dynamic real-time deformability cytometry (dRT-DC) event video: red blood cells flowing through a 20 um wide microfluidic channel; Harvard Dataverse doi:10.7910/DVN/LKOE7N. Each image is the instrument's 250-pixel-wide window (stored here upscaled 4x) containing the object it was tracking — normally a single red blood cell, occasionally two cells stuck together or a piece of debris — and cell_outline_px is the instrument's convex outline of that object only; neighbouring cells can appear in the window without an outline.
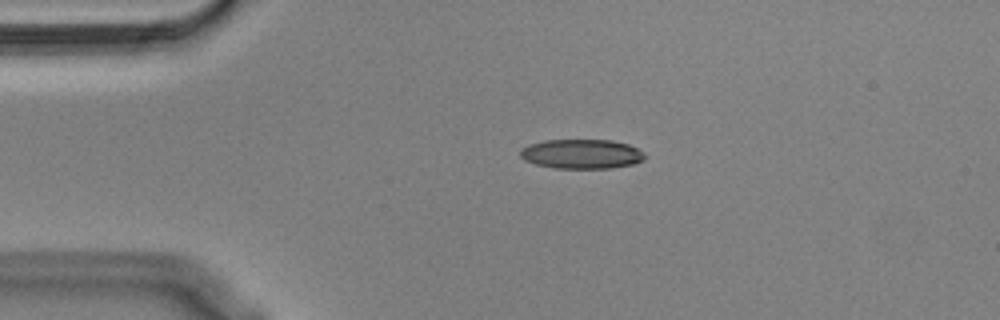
{"species": "Egyptian fruit bat (a non-hibernating species)", "species_latin": "Rousettus aegyptiacus", "temperature_condition": "cold", "stored_images_in_passage": 45, "camera_frame_rate_fps": 3000, "um_per_image_px": 0.085, "animal": {"sex": "male"}, "frame": {"image": 1, "passage_image": 1, "time_ms": 0.0, "image_size_px": [1000, 320], "cell_outline_px": [[644, 160], [632, 164], [612, 168], [556, 168], [536, 164], [524, 160], [520, 156], [520, 148], [528, 144], [544, 140], [612, 140], [628, 144], [644, 152]], "centroid_in_image_um": [49.41, 13.08], "position_along_channel_um": 35.6, "area_um2": 21.44}}
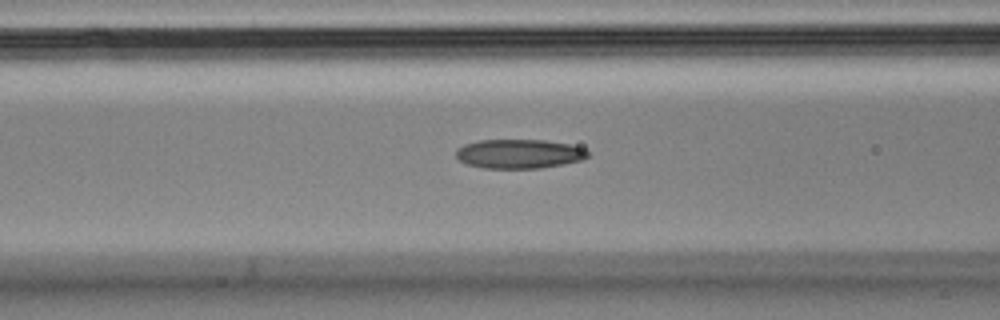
{"frame": {"image": 2, "passage_image": 11, "time_ms": 3.333, "image_size_px": [1000, 320], "cell_outline_px": [[588, 156], [584, 160], [564, 164], [540, 168], [484, 168], [468, 164], [460, 160], [456, 156], [456, 148], [464, 144], [480, 140], [544, 140], [568, 144], [584, 148], [588, 152]], "centroid_in_image_um": [44.13, 13.07], "position_along_channel_um": 122.5, "area_um2": 22.43}}
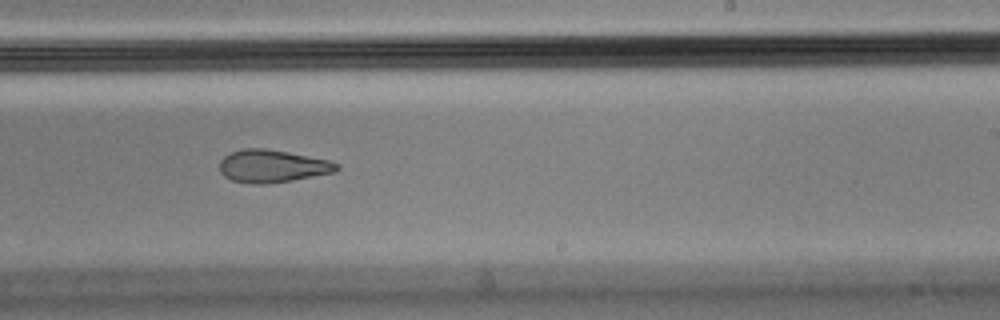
{"frame": {"image": 3, "passage_image": 23, "time_ms": 7.333, "image_size_px": [1000, 320], "cell_outline_px": [[340, 168], [336, 172], [292, 180], [268, 184], [252, 184], [232, 180], [224, 176], [220, 172], [220, 160], [224, 156], [232, 152], [244, 148], [264, 148], [328, 160], [340, 164]], "centroid_in_image_um": [23.15, 14.13], "position_along_channel_um": 265.9, "area_um2": 22.2}, "authors_computed_cell_mechanics": {"area_um2": 22.831, "velocity_mm_per_s": 3.5857, "shape_relaxation_time_tau1_ms": null, "shape_relaxation_time_tau2_ms": 5.0847, "deformation_change_tau1": null, "deformation_change_tau2": 0.1278}}